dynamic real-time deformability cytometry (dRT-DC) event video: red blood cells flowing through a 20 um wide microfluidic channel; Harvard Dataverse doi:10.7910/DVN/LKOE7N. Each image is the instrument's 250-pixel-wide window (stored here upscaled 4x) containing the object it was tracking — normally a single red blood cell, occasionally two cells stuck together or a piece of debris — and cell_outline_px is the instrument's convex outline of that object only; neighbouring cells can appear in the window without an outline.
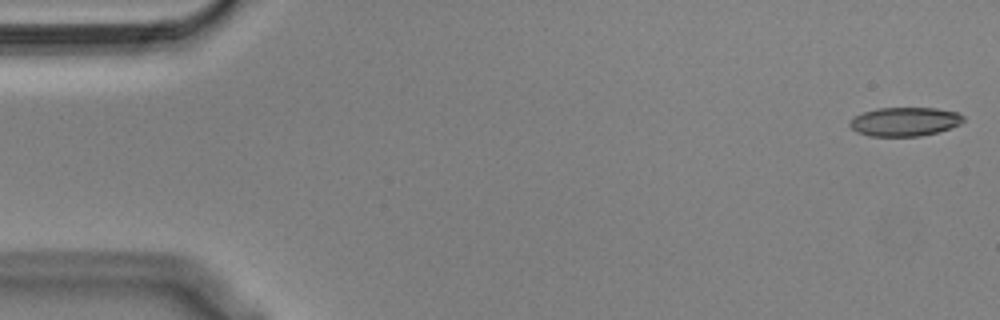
{"species": "Egyptian fruit bat (a non-hibernating species)", "species_latin": "Rousettus aegyptiacus", "temperature_condition": "cold", "stored_images_in_passage": 55, "camera_frame_rate_fps": 3000, "um_per_image_px": 0.085, "animal": {"sex": "male"}, "frame": {"image": 1, "passage_image": 1, "time_ms": 0.0, "image_size_px": [1000, 320], "cell_outline_px": [[964, 120], [960, 124], [936, 132], [920, 136], [868, 136], [856, 132], [848, 124], [856, 116], [864, 112], [876, 108], [936, 108], [956, 112], [964, 116]], "centroid_in_image_um": [76.89, 10.34], "position_along_channel_um": 8.1, "area_um2": 18.96}}
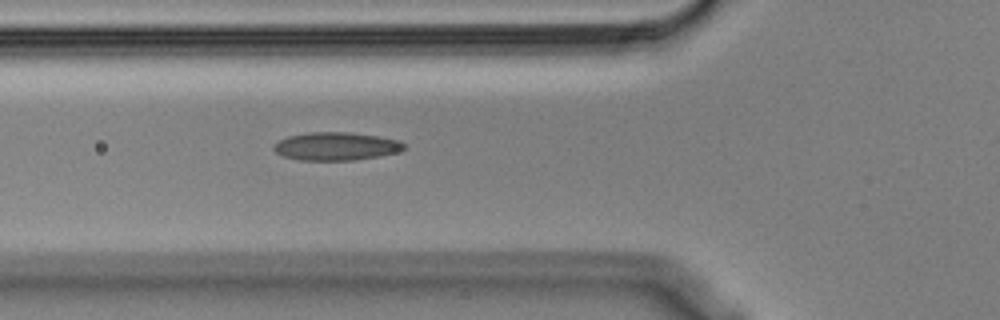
{"frame": {"image": 2, "passage_image": 19, "time_ms": 6.0, "image_size_px": [1000, 320], "cell_outline_px": [[404, 148], [396, 152], [380, 156], [352, 160], [300, 160], [284, 156], [276, 152], [272, 148], [272, 144], [288, 136], [308, 132], [348, 132], [380, 136], [400, 140], [404, 144]], "centroid_in_image_um": [28.55, 12.42], "position_along_channel_um": 97.3, "area_um2": 21.33}}
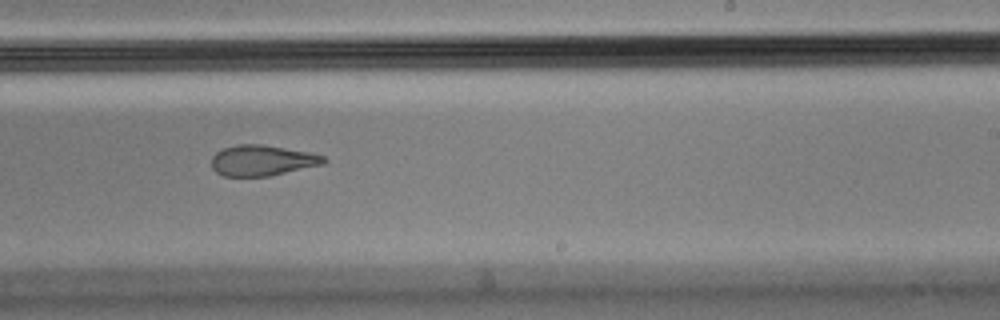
{"frame": {"image": 3, "passage_image": 33, "time_ms": 10.667, "image_size_px": [1000, 320], "cell_outline_px": [[328, 160], [324, 164], [268, 176], [224, 176], [216, 172], [212, 168], [212, 156], [216, 152], [224, 148], [236, 144], [260, 144], [308, 152], [324, 156]], "centroid_in_image_um": [22.27, 13.64], "position_along_channel_um": 266.7, "area_um2": 19.94}, "authors_computed_cell_mechanics": {"area_um2": 20.8658, "velocity_mm_per_s": 3.6169, "shape_relaxation_time_tau1_ms": null, "shape_relaxation_time_tau2_ms": 4.9807, "deformation_change_tau1": null, "deformation_change_tau2": 0.1316}}